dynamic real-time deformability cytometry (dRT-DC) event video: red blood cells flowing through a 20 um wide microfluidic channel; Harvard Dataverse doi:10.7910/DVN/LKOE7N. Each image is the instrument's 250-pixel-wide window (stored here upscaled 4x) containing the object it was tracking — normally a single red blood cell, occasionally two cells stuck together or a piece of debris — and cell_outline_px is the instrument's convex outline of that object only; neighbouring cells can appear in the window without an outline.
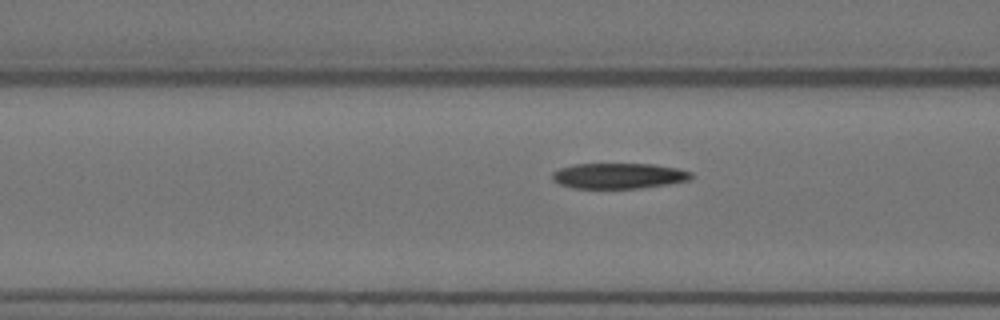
{"species": "Egyptian fruit bat (a non-hibernating species)", "species_latin": "Rousettus aegyptiacus", "temperature_condition": "warm", "stored_images_in_passage": 12, "camera_frame_rate_fps": 3000, "um_per_image_px": 0.085, "animal": {"sex": "female"}, "frame": {"image": 1, "passage_image": 10, "time_ms": 3.0, "image_size_px": [1000, 320], "cell_outline_px": [[692, 176], [688, 180], [668, 184], [640, 188], [572, 188], [560, 184], [552, 180], [552, 172], [560, 168], [572, 164], [652, 164], [676, 168], [692, 172]], "centroid_in_image_um": [52.55, 14.94], "position_along_channel_um": 114.0, "area_um2": 20.63}}